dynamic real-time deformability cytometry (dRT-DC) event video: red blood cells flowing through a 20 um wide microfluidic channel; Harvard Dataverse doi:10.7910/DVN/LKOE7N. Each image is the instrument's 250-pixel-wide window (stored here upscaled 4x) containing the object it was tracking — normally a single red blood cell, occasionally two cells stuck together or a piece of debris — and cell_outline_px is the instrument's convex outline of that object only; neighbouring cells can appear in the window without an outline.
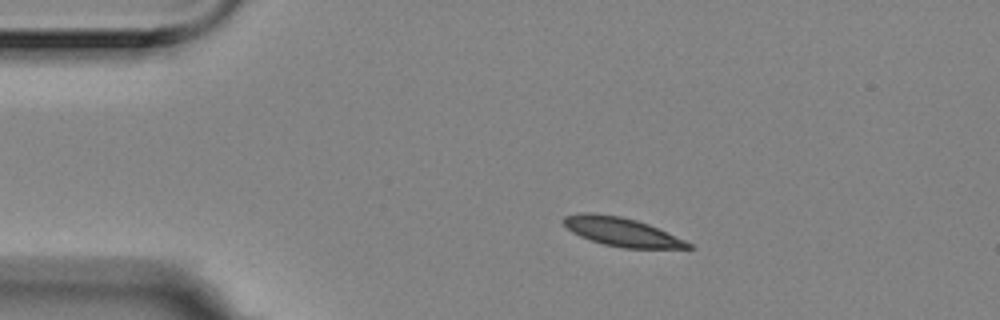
{"species": "Egyptian fruit bat (a non-hibernating species)", "species_latin": "Rousettus aegyptiacus", "temperature_condition": "room temperature", "stored_images_in_passage": 14, "camera_frame_rate_fps": 3000, "um_per_image_px": 0.085, "animal": {"sex": "female"}, "frame": {"image": 1, "passage_image": 2, "time_ms": 0.333, "image_size_px": [1000, 320], "cell_outline_px": [[696, 248], [624, 248], [604, 244], [580, 236], [572, 232], [560, 220], [564, 216], [580, 212], [588, 212], [620, 216], [636, 220], [648, 224], [684, 240], [692, 244]], "centroid_in_image_um": [52.81, 19.69], "position_along_channel_um": 32.2, "area_um2": 20.63}}
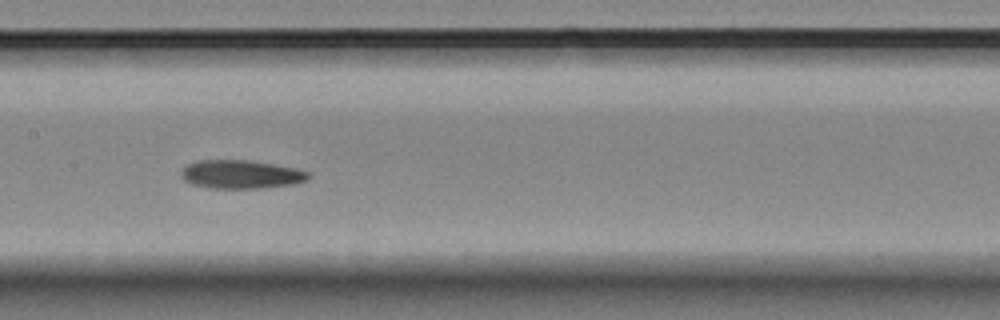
{"frame": {"image": 2, "passage_image": 7, "time_ms": 2.0, "image_size_px": [1000, 320], "cell_outline_px": [[312, 176], [308, 180], [292, 184], [260, 188], [212, 188], [192, 184], [184, 180], [180, 176], [180, 172], [188, 164], [196, 160], [248, 160], [296, 168], [308, 172]], "centroid_in_image_um": [20.48, 14.81], "position_along_channel_um": 186.9, "area_um2": 21.1}}
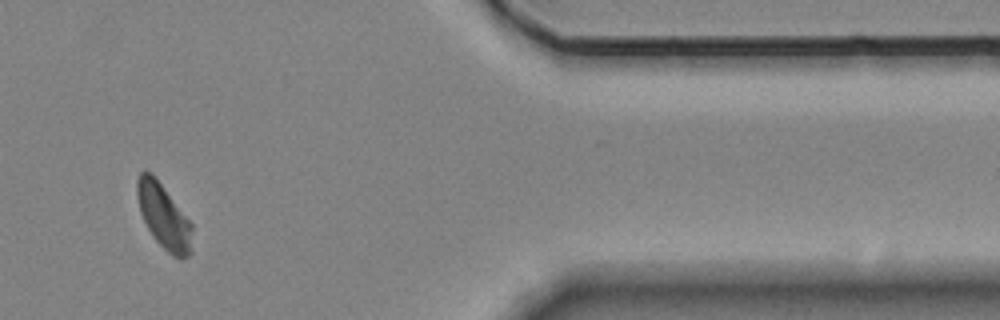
{"frame": {"image": 3, "passage_image": 12, "time_ms": 3.667, "image_size_px": [1000, 320], "cell_outline_px": [[192, 252], [188, 256], [180, 260], [172, 256], [152, 236], [140, 212], [136, 196], [136, 180], [140, 172], [144, 168], [152, 172], [192, 224]], "centroid_in_image_um": [13.9, 18.37], "position_along_channel_um": 397.5, "area_um2": 20.98}}